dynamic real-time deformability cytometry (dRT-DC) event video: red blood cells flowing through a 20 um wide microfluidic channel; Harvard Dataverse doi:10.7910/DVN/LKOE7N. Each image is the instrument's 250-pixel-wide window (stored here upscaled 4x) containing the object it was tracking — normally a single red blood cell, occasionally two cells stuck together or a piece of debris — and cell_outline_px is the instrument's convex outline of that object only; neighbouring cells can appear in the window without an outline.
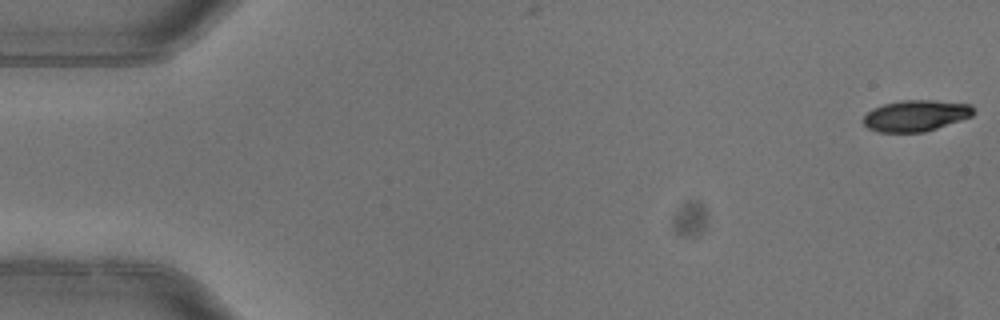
{"species": "common noctule bat (a hibernating species)", "species_latin": "Nyctalus noctula", "temperature_condition": "warm", "stored_images_in_passage": 4, "camera_frame_rate_fps": 3000, "um_per_image_px": 0.085, "animal": {"sex": "female"}, "frame": {"image": 1, "passage_image": 1, "time_ms": 0.0, "image_size_px": [1000, 320], "cell_outline_px": [[976, 112], [972, 116], [924, 132], [880, 132], [868, 128], [860, 120], [872, 108], [884, 104], [900, 100], [932, 100], [972, 104]], "centroid_in_image_um": [77.84, 9.82], "position_along_channel_um": 7.2, "area_um2": 20.11}}
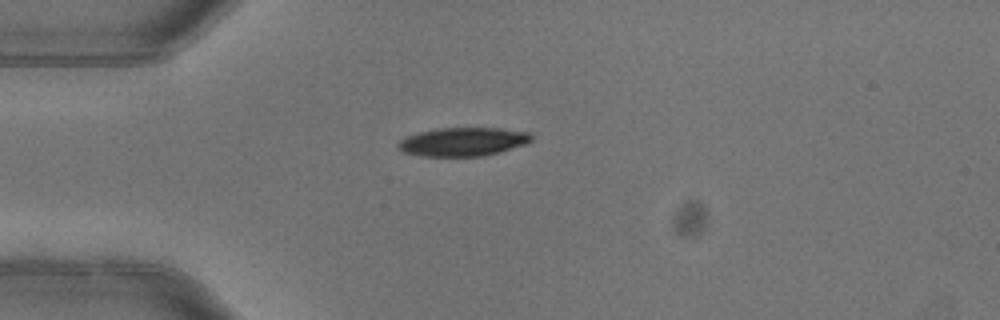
{"frame": {"image": 2, "passage_image": 4, "time_ms": 1.0, "image_size_px": [1000, 320], "cell_outline_px": [[532, 140], [524, 144], [500, 152], [484, 156], [420, 156], [404, 152], [396, 148], [396, 144], [400, 140], [408, 136], [420, 132], [440, 128], [500, 128], [528, 132], [532, 136]], "centroid_in_image_um": [39.33, 12.05], "position_along_channel_um": 45.7, "area_um2": 22.14}}